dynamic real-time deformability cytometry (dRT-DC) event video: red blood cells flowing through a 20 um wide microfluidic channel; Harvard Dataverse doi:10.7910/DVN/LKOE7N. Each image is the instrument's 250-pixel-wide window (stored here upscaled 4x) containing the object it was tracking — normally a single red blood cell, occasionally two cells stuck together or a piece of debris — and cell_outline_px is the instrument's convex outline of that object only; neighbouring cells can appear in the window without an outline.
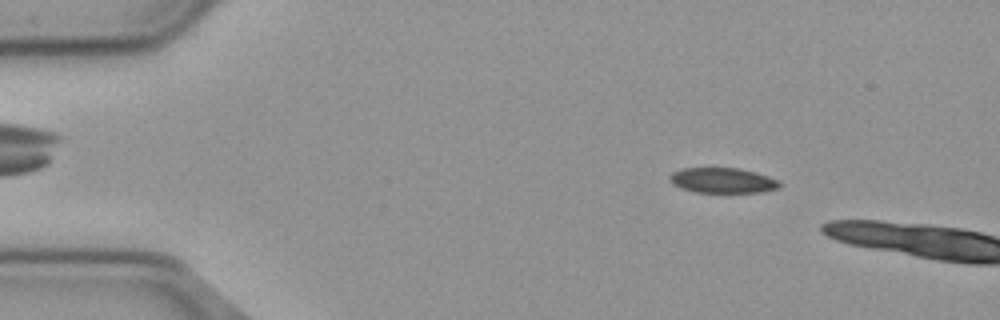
{"species": "common noctule bat (a hibernating species)", "species_latin": "Nyctalus noctula", "temperature_condition": "cold", "stored_images_in_passage": 11, "camera_frame_rate_fps": 3000, "um_per_image_px": 0.085, "animal": {"sex": "male", "body_mass_g": 23.1, "forearm_length_mm": 52.7}, "frame": {"image": 1, "passage_image": 8, "time_ms": 2.333, "image_size_px": [1000, 320], "cell_outline_px": [[780, 184], [776, 188], [760, 192], [696, 192], [680, 188], [672, 184], [668, 180], [668, 176], [672, 172], [684, 168], [740, 168], [756, 172], [768, 176], [776, 180]], "centroid_in_image_um": [61.34, 15.33], "position_along_channel_um": 23.7, "area_um2": 16.07}}